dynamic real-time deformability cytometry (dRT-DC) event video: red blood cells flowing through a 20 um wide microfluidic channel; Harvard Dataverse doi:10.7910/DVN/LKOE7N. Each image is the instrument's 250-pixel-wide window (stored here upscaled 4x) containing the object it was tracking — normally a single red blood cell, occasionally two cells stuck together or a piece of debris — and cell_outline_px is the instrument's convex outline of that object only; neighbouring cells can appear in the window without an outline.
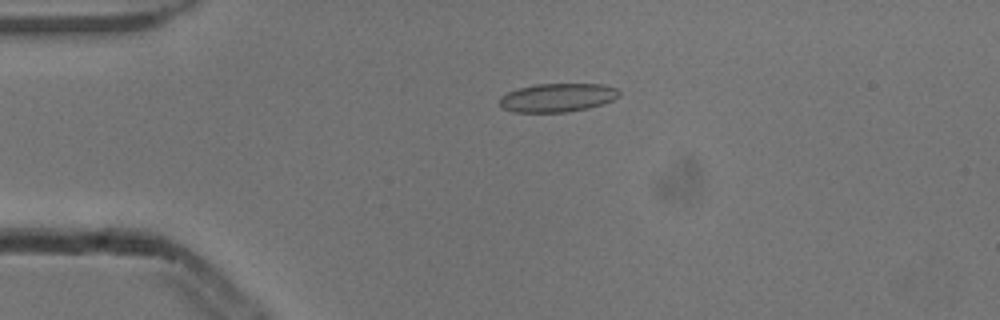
{"species": "common noctule bat (a hibernating species)", "species_latin": "Nyctalus noctula", "temperature_condition": "cold", "stored_images_in_passage": 2, "camera_frame_rate_fps": 3000, "um_per_image_px": 0.085, "animal": {"sex": "male", "body_mass_g": 13.3}, "frame": {"image": 1, "passage_image": 1, "time_ms": 0.0, "image_size_px": [1000, 320], "cell_outline_px": [[620, 96], [612, 100], [588, 108], [564, 112], [516, 112], [504, 108], [500, 104], [500, 96], [508, 92], [520, 88], [536, 84], [604, 84], [616, 88], [620, 92]], "centroid_in_image_um": [47.4, 8.29], "position_along_channel_um": 37.6, "area_um2": 19.71}}